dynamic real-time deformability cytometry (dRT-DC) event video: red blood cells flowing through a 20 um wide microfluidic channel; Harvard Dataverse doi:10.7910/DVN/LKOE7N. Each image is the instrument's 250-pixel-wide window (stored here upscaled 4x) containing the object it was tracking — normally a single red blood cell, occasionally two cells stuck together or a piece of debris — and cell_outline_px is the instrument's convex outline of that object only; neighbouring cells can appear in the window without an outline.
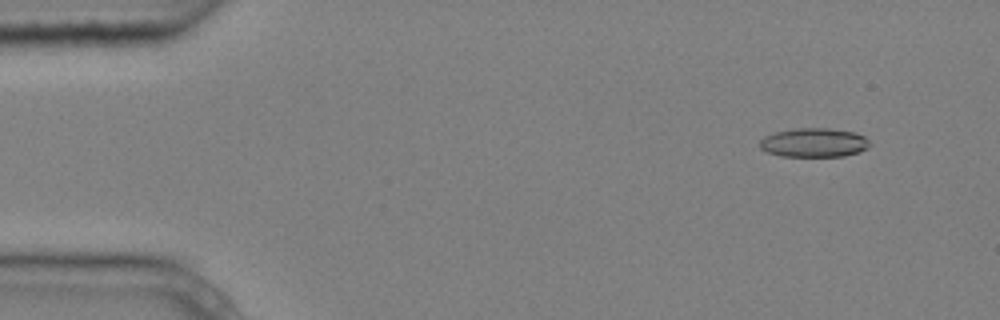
{"species": "common noctule bat (a hibernating species)", "species_latin": "Nyctalus noctula", "temperature_condition": "cold", "stored_images_in_passage": 5, "camera_frame_rate_fps": 3000, "um_per_image_px": 0.085, "animal": {"sex": "male", "body_mass_g": 20.4}, "frame": {"image": 1, "passage_image": 2, "time_ms": 0.333, "image_size_px": [1000, 320], "cell_outline_px": [[872, 144], [868, 148], [860, 152], [844, 156], [780, 156], [768, 152], [760, 148], [760, 140], [764, 136], [776, 132], [796, 128], [828, 128], [856, 132], [864, 136]], "centroid_in_image_um": [69.22, 12.12], "position_along_channel_um": 15.8, "area_um2": 18.73}}
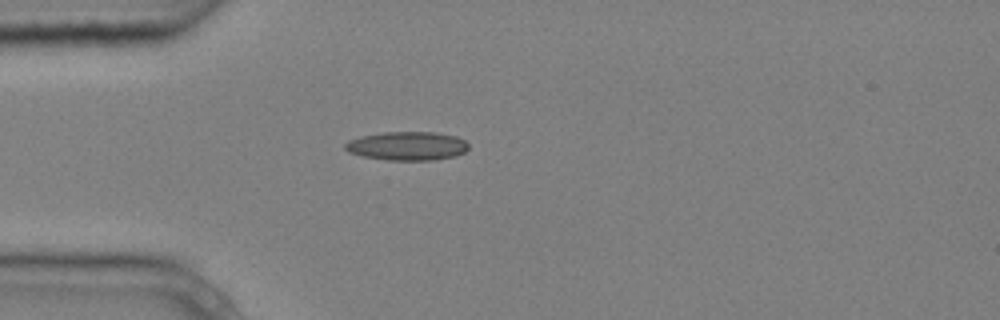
{"frame": {"image": 2, "passage_image": 5, "time_ms": 1.333, "image_size_px": [1000, 320], "cell_outline_px": [[468, 148], [464, 152], [456, 156], [432, 160], [388, 160], [364, 156], [348, 152], [344, 148], [344, 144], [348, 140], [360, 136], [384, 132], [436, 132], [456, 136], [464, 140], [468, 144]], "centroid_in_image_um": [34.6, 12.4], "position_along_channel_um": 50.4, "area_um2": 20.69}}